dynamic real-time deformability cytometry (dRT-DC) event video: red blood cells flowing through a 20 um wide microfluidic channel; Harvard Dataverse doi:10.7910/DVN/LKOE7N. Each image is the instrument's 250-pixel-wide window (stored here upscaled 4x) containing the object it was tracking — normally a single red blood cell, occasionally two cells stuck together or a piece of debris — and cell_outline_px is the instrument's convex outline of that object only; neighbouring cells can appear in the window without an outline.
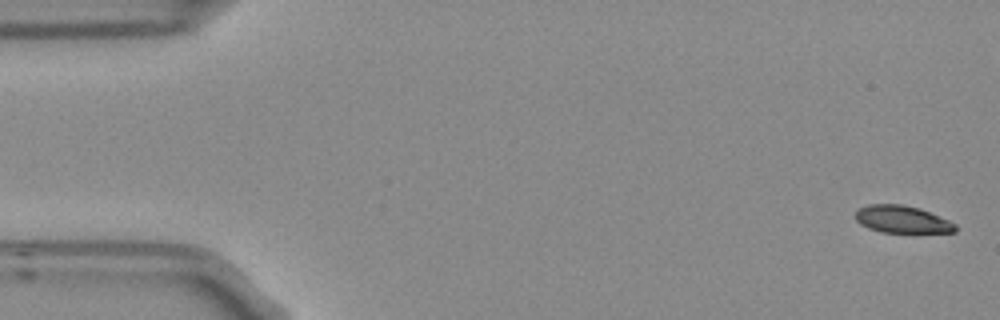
{"species": "Egyptian fruit bat (a non-hibernating species)", "species_latin": "Rousettus aegyptiacus", "temperature_condition": "room temperature", "stored_images_in_passage": 4, "camera_frame_rate_fps": 3000, "um_per_image_px": 0.085, "frame": {"image": 1, "passage_image": 1, "time_ms": 0.0, "image_size_px": [1000, 320], "cell_outline_px": [[956, 232], [880, 232], [868, 228], [860, 224], [856, 220], [856, 208], [868, 204], [904, 204], [920, 208], [948, 220], [956, 224]], "centroid_in_image_um": [76.64, 18.63], "position_along_channel_um": 8.4, "area_um2": 15.95}}